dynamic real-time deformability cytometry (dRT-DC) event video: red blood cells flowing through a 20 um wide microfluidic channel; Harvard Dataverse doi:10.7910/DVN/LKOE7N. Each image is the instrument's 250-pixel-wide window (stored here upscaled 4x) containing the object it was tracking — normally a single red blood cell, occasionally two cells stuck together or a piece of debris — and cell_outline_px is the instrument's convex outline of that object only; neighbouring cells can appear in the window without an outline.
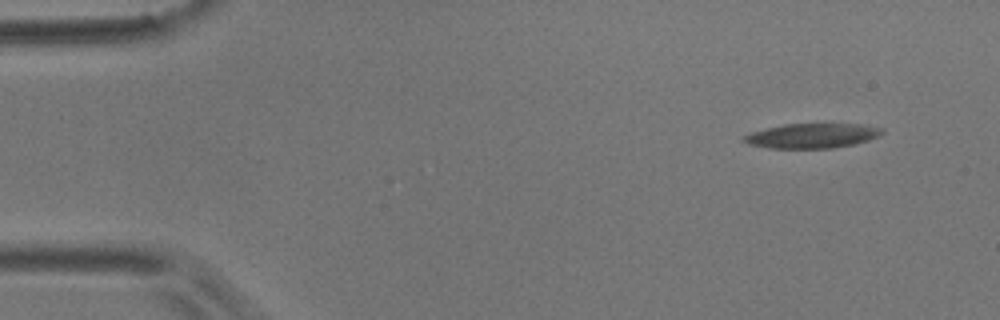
{"species": "common noctule bat (a hibernating species)", "species_latin": "Nyctalus noctula", "temperature_condition": "room temperature", "stored_images_in_passage": 3, "camera_frame_rate_fps": 3000, "um_per_image_px": 0.085, "animal": {"sex": "male", "body_mass_g": 17.9}, "frame": {"image": 1, "passage_image": 1, "time_ms": 0.0, "image_size_px": [1000, 320], "cell_outline_px": [[884, 132], [868, 140], [852, 144], [832, 148], [768, 148], [748, 144], [740, 140], [744, 136], [752, 132], [784, 124], [864, 124], [884, 128]], "centroid_in_image_um": [69.02, 11.54], "position_along_channel_um": 16.0, "area_um2": 19.77}}
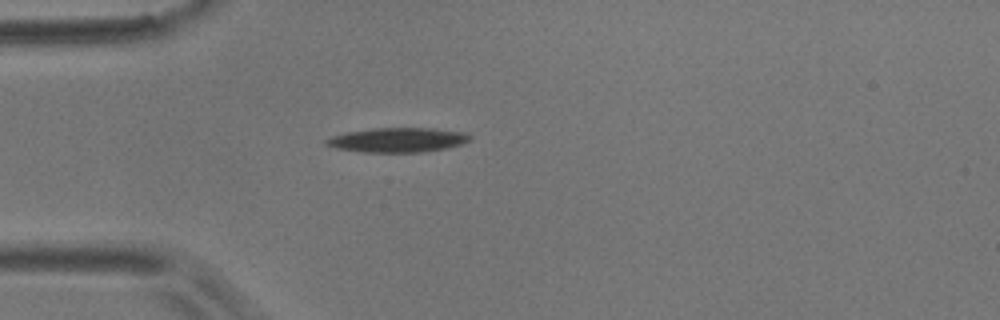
{"frame": {"image": 2, "passage_image": 3, "time_ms": 0.667, "image_size_px": [1000, 320], "cell_outline_px": [[472, 140], [448, 148], [420, 152], [364, 152], [336, 148], [324, 144], [324, 140], [332, 136], [348, 132], [372, 128], [432, 128], [464, 132], [472, 136]], "centroid_in_image_um": [33.82, 11.89], "position_along_channel_um": 51.2, "area_um2": 20.52}}